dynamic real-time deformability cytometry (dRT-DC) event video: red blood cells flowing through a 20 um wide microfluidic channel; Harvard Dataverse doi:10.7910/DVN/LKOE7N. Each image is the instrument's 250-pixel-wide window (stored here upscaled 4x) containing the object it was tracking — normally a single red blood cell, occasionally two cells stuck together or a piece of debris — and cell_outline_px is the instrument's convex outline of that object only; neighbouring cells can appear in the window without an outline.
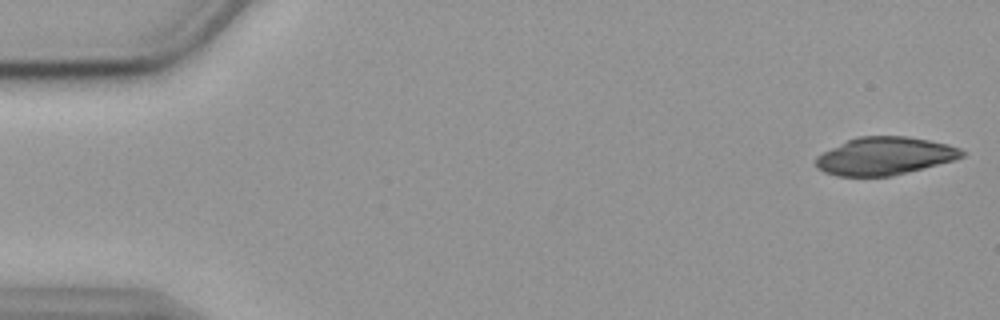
{"species": "common noctule bat (a hibernating species)", "species_latin": "Nyctalus noctula", "temperature_condition": "cold", "stored_images_in_passage": 9, "camera_frame_rate_fps": 3000, "um_per_image_px": 0.085, "animal": {"sex": "female", "body_mass_g": 19.9}, "frame": {"image": 1, "passage_image": 1, "time_ms": 0.0, "image_size_px": [1000, 320], "cell_outline_px": [[964, 156], [952, 160], [924, 168], [892, 176], [836, 176], [824, 172], [816, 168], [816, 156], [848, 140], [860, 136], [908, 136], [948, 144], [960, 148], [964, 152]], "centroid_in_image_um": [75.19, 13.27], "position_along_channel_um": 9.8, "area_um2": 31.96}}